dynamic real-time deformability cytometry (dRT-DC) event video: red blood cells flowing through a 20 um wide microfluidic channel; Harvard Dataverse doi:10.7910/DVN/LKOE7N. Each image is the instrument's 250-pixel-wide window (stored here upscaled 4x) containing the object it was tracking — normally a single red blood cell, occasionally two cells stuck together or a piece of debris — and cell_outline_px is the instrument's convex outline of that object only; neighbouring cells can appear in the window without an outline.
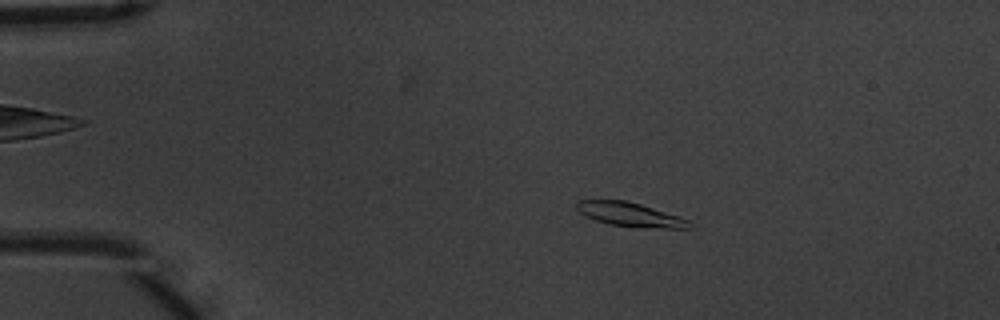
{"species": "common noctule bat (a hibernating species)", "species_latin": "Nyctalus noctula", "temperature_condition": "warm", "stored_images_in_passage": 56, "camera_frame_rate_fps": 3000, "um_per_image_px": 0.085, "animal": {"sex": "male", "body_mass_g": 20.1, "forearm_length_mm": 53.5}, "frame": {"image": 1, "passage_image": 11, "time_ms": 3.333, "image_size_px": [1000, 320], "cell_outline_px": [[692, 228], [664, 228], [608, 224], [596, 220], [580, 212], [576, 208], [576, 200], [624, 200], [640, 204], [680, 216], [688, 220], [692, 224]], "centroid_in_image_um": [53.57, 18.22], "position_along_channel_um": 31.4, "area_um2": 15.43}}
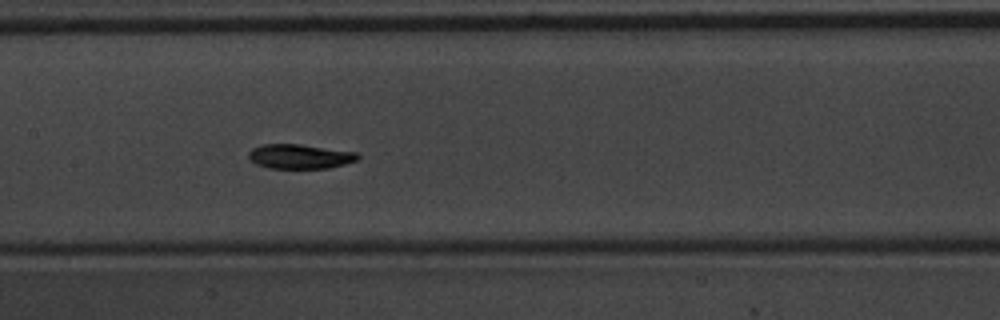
{"frame": {"image": 2, "passage_image": 28, "time_ms": 9.0, "image_size_px": [1000, 320], "cell_outline_px": [[360, 160], [328, 168], [268, 168], [256, 164], [248, 156], [248, 152], [252, 148], [260, 144], [300, 144], [356, 152], [360, 156]], "centroid_in_image_um": [25.49, 13.29], "position_along_channel_um": 181.9, "area_um2": 15.66}}
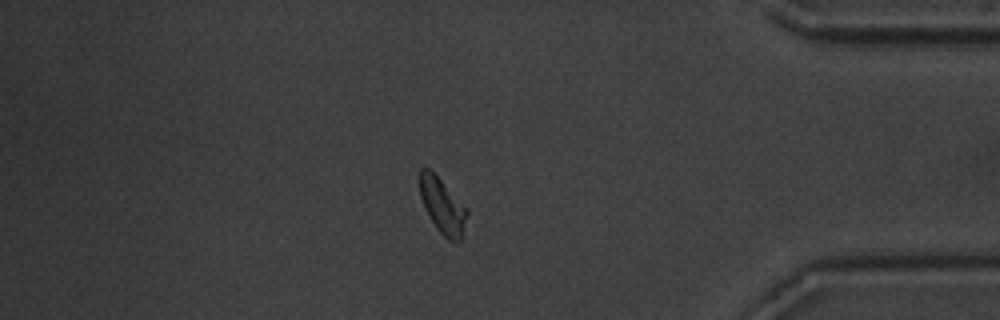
{"frame": {"image": 3, "passage_image": 48, "time_ms": 15.667, "image_size_px": [1000, 320], "cell_outline_px": [[468, 216], [460, 240], [448, 240], [436, 228], [424, 208], [420, 196], [420, 168], [428, 168], [468, 208]], "centroid_in_image_um": [37.62, 17.51], "position_along_channel_um": 397.6, "area_um2": 14.97}, "authors_computed_cell_mechanics": {"area_um2": 15.6927, "velocity_mm_per_s": 3.6683, "shape_relaxation_time_tau1_ms": 2.0889, "shape_relaxation_time_tau2_ms": 5.9418, "deformation_change_tau1": 0.1153, "deformation_change_tau2": 0.1128}}